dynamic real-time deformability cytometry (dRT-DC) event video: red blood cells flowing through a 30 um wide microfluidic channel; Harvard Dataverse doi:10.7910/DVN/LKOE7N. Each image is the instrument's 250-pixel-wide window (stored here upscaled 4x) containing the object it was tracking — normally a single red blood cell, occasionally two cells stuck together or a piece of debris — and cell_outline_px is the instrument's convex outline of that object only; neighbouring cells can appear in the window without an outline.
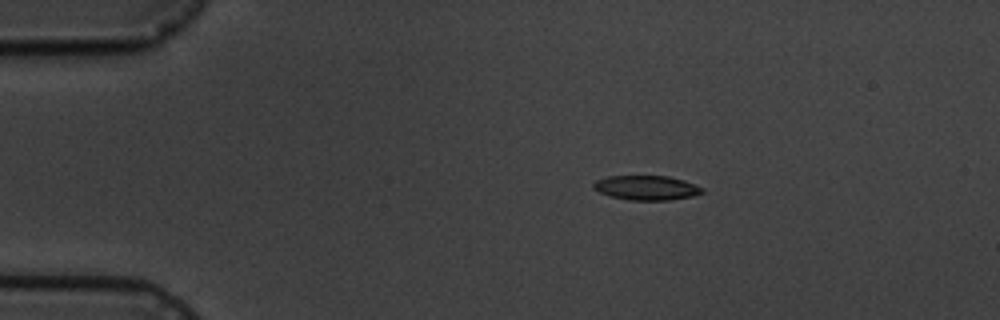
{"species": "common noctule bat (a hibernating species)", "species_latin": "Nyctalus noctula", "temperature_condition": "cold", "stored_images_in_passage": 5, "camera_frame_rate_fps": 3000, "um_per_image_px": 0.085, "animal": {"sex": "male", "body_mass_g": 19.5, "forearm_length_mm": 54.6}, "frame": {"image": 1, "passage_image": 2, "time_ms": 1.0, "image_size_px": [1000, 320], "cell_outline_px": [[704, 192], [692, 196], [672, 200], [628, 200], [612, 196], [600, 192], [592, 188], [592, 184], [596, 180], [608, 176], [668, 176], [684, 180], [696, 184], [704, 188]], "centroid_in_image_um": [54.97, 15.96], "position_along_channel_um": 30.0, "area_um2": 15.61}}
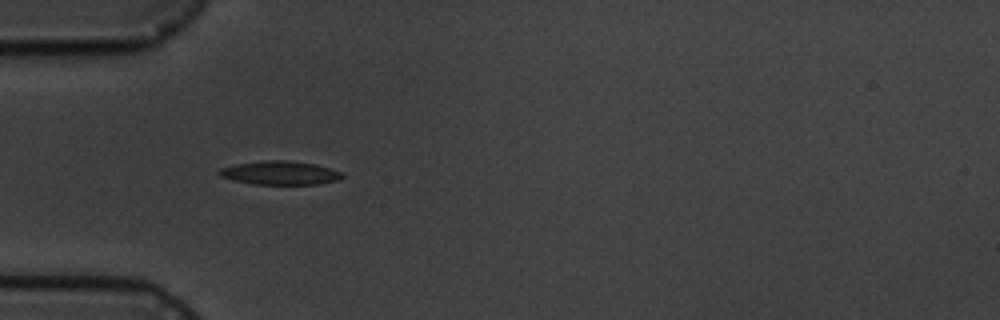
{"frame": {"image": 2, "passage_image": 4, "time_ms": 3.333, "image_size_px": [1000, 320], "cell_outline_px": [[344, 176], [340, 180], [316, 184], [252, 184], [220, 176], [216, 172], [220, 168], [236, 164], [264, 160], [288, 160], [316, 164], [340, 172]], "centroid_in_image_um": [23.79, 14.69], "position_along_channel_um": 61.2, "area_um2": 16.88}}
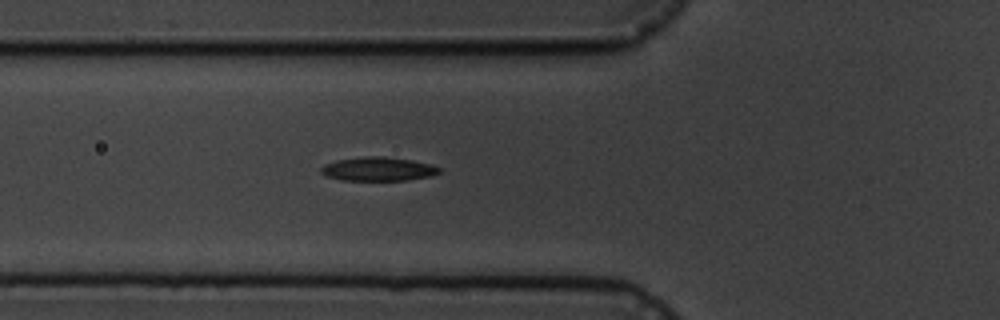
{"frame": {"image": 3, "passage_image": 5, "time_ms": 4.333, "image_size_px": [1000, 320], "cell_outline_px": [[440, 172], [432, 176], [408, 180], [340, 180], [324, 176], [320, 172], [320, 168], [324, 164], [336, 160], [368, 156], [384, 156], [412, 160], [428, 164], [440, 168]], "centroid_in_image_um": [32.1, 14.37], "position_along_channel_um": 93.7, "area_um2": 16.47}}